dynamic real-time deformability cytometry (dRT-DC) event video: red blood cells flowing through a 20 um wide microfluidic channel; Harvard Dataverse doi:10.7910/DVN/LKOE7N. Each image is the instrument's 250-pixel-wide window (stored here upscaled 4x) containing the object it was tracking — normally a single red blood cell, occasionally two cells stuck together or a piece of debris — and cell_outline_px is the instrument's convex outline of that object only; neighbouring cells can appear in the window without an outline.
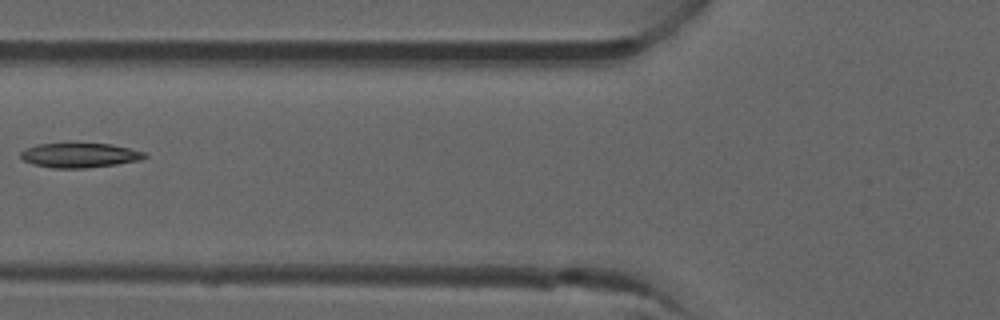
{"species": "common noctule bat (a hibernating species)", "species_latin": "Nyctalus noctula", "temperature_condition": "room temperature", "stored_images_in_passage": 7, "camera_frame_rate_fps": 3000, "um_per_image_px": 0.085, "animal": {"sex": "male", "forearm_length_mm": 52.5}, "frame": {"image": 1, "passage_image": 6, "time_ms": 1.667, "image_size_px": [1000, 320], "cell_outline_px": [[148, 156], [140, 160], [116, 164], [84, 168], [52, 168], [32, 164], [24, 160], [20, 156], [20, 152], [36, 144], [112, 144], [144, 152]], "centroid_in_image_um": [6.76, 13.2], "position_along_channel_um": 119.0, "area_um2": 17.51}}
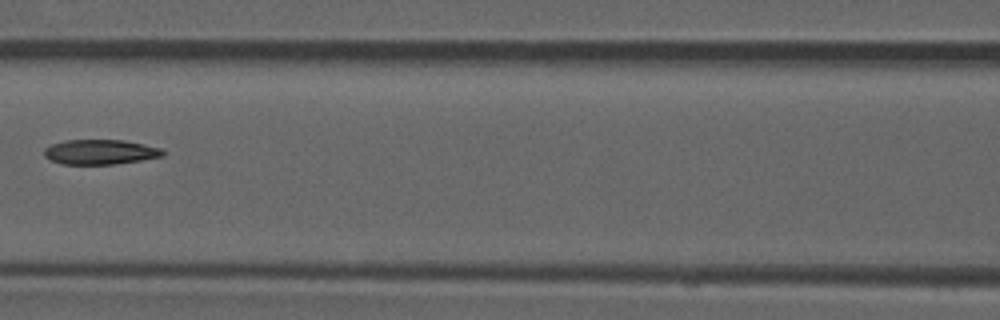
{"frame": {"image": 2, "passage_image": 7, "time_ms": 2.0, "image_size_px": [1000, 320], "cell_outline_px": [[164, 156], [140, 160], [112, 164], [64, 164], [52, 160], [44, 156], [44, 148], [52, 144], [64, 140], [124, 140], [144, 144], [160, 148], [164, 152]], "centroid_in_image_um": [8.51, 12.91], "position_along_channel_um": 158.1, "area_um2": 17.05}}